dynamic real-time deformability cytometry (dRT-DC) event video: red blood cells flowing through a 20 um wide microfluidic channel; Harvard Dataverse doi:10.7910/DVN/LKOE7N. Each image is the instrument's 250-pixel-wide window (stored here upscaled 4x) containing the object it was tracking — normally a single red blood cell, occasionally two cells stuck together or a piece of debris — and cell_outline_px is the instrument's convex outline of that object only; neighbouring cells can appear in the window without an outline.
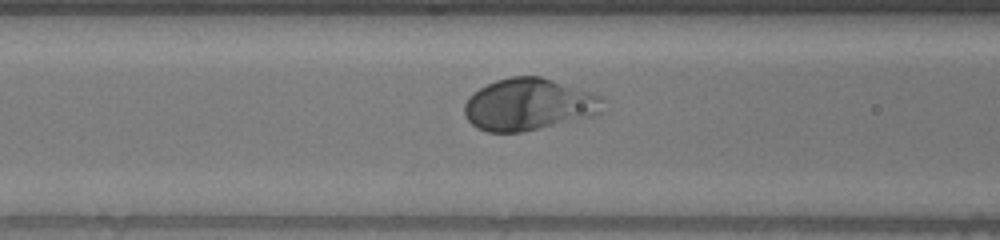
{"species": "human", "species_latin": "Homo sapiens", "temperature_condition": "warm", "stored_images_in_passage": 54, "camera_frame_rate_fps": 3000, "um_per_image_px": 0.085, "donor": {"sex": "male"}, "frame": {"image": 1, "passage_image": 20, "time_ms": 6.333, "image_size_px": [1000, 240], "cell_outline_px": [[604, 112], [596, 116], [524, 132], [488, 132], [476, 128], [468, 120], [464, 112], [464, 104], [468, 96], [472, 92], [496, 80], [512, 76], [540, 76], [592, 92], [604, 96]], "centroid_in_image_um": [44.99, 8.89], "position_along_channel_um": 121.6, "area_um2": 42.6}}
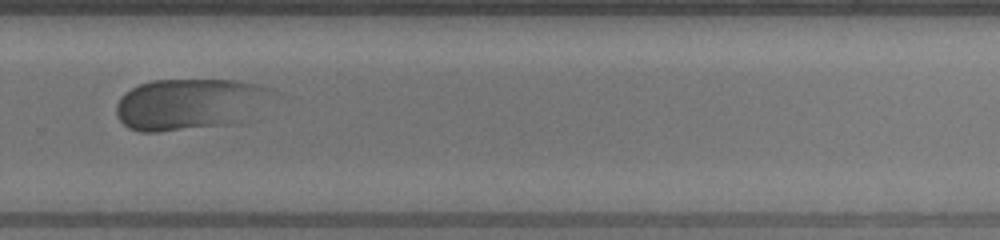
{"frame": {"image": 2, "passage_image": 36, "time_ms": 11.667, "image_size_px": [1000, 240], "cell_outline_px": [[272, 88], [232, 124], [156, 132], [140, 132], [128, 128], [116, 116], [116, 104], [120, 96], [124, 92], [140, 84], [152, 80], [236, 80], [260, 84]], "centroid_in_image_um": [15.84, 8.83], "position_along_channel_um": 314.0, "area_um2": 44.91}}
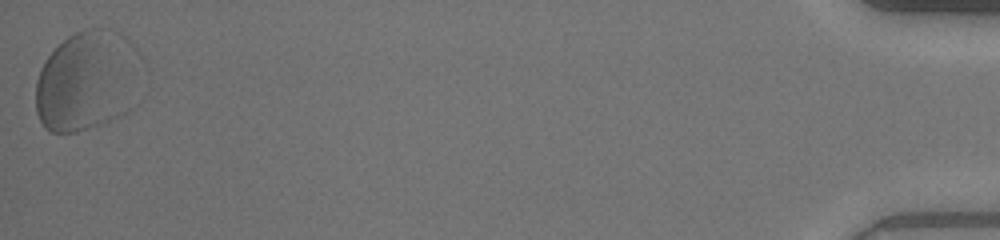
{"frame": {"image": 3, "passage_image": 54, "time_ms": 17.667, "image_size_px": [1000, 240], "cell_outline_px": [[136, 48], [128, 108], [124, 112], [108, 120], [76, 132], [52, 132], [44, 128], [36, 112], [36, 80], [40, 68], [48, 56], [68, 36], [84, 28], [108, 28], [128, 36]], "centroid_in_image_um": [7.26, 6.83], "position_along_channel_um": 427.9, "area_um2": 59.59}}